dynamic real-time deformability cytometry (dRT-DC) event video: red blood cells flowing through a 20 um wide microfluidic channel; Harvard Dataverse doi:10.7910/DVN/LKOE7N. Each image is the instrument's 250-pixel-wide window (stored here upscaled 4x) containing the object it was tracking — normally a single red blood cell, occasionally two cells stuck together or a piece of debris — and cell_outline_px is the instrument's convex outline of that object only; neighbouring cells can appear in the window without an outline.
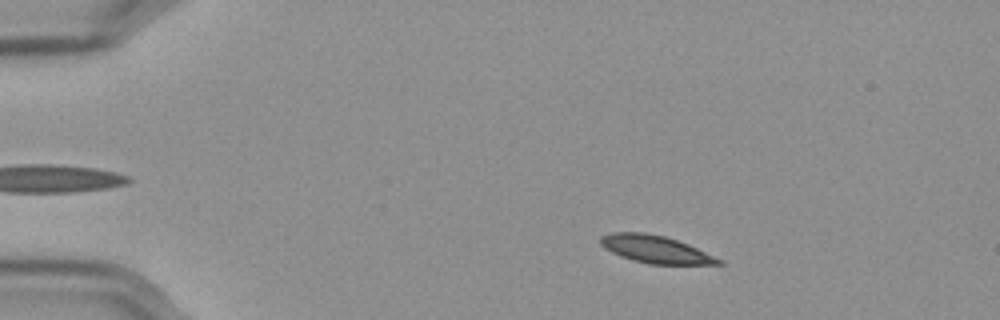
{"species": "Egyptian fruit bat (a non-hibernating species)", "species_latin": "Rousettus aegyptiacus", "temperature_condition": "cold", "stored_images_in_passage": 55, "camera_frame_rate_fps": 3000, "um_per_image_px": 0.085, "frame": {"image": 1, "passage_image": 8, "time_ms": 2.333, "image_size_px": [1000, 320], "cell_outline_px": [[724, 264], [648, 264], [632, 260], [620, 256], [604, 248], [600, 244], [600, 236], [612, 232], [644, 232], [664, 236], [688, 244], [724, 260]], "centroid_in_image_um": [55.71, 21.19], "position_along_channel_um": 29.3, "area_um2": 18.96}}
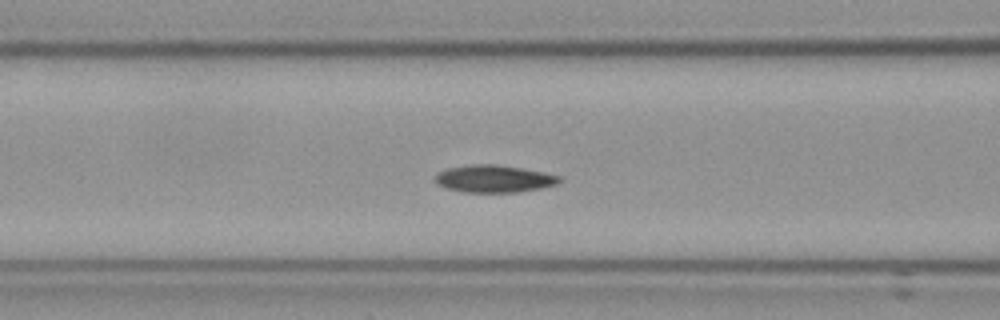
{"frame": {"image": 2, "passage_image": 22, "time_ms": 7.0, "image_size_px": [1000, 320], "cell_outline_px": [[564, 180], [556, 184], [540, 188], [516, 192], [464, 192], [444, 188], [436, 184], [436, 172], [448, 168], [472, 164], [496, 164], [544, 172], [560, 176]], "centroid_in_image_um": [41.97, 15.19], "position_along_channel_um": 124.6, "area_um2": 19.83}}
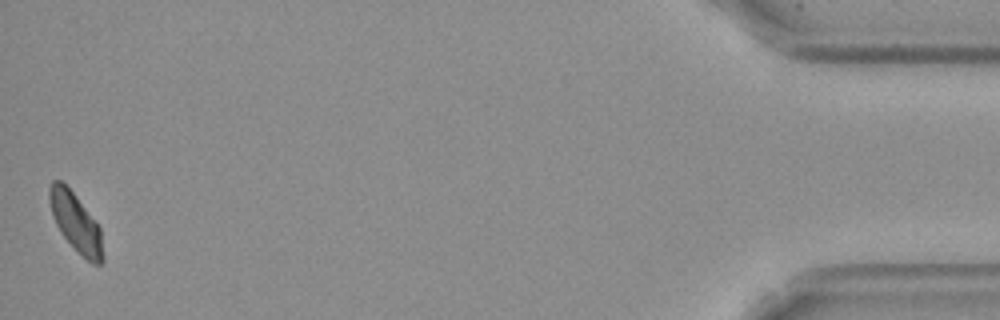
{"frame": {"image": 3, "passage_image": 55, "time_ms": 18.0, "image_size_px": [1000, 320], "cell_outline_px": [[104, 260], [100, 264], [92, 264], [60, 232], [52, 216], [48, 196], [48, 188], [52, 180], [60, 180], [72, 192], [100, 228], [104, 256]], "centroid_in_image_um": [6.42, 18.9], "position_along_channel_um": 428.8, "area_um2": 17.74}, "authors_computed_cell_mechanics": {"area_um2": 19.4786, "velocity_mm_per_s": 3.545, "shape_relaxation_time_tau1_ms": 4.0715, "shape_relaxation_time_tau2_ms": 7.5486, "deformation_change_tau1": 0.1034, "deformation_change_tau2": 0.1041}}